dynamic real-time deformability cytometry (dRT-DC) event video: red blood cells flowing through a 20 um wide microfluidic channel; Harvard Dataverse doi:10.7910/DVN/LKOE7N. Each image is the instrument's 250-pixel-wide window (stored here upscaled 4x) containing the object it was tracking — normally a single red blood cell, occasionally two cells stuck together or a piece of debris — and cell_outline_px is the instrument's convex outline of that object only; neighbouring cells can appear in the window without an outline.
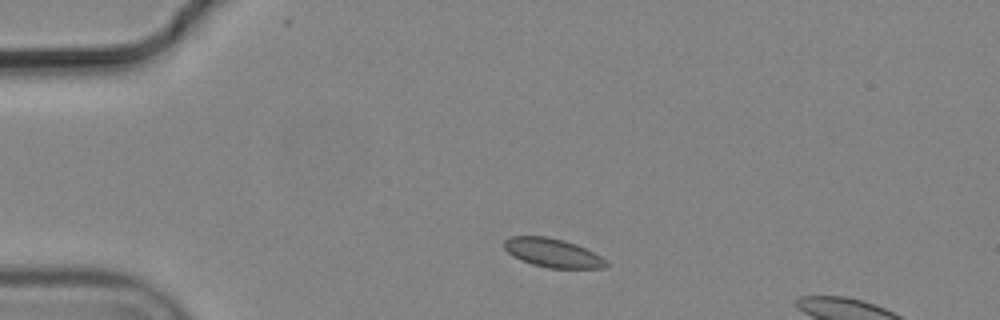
{"species": "common noctule bat (a hibernating species)", "species_latin": "Nyctalus noctula", "temperature_condition": "cold", "stored_images_in_passage": 2, "segment_of_instrument_passage": [1, 2], "camera_frame_rate_fps": 3000, "um_per_image_px": 0.085, "animal": {"sex": "male", "body_mass_g": 19.2, "forearm_length_mm": 51.8}, "frame": {"image": 1, "passage_image": 1, "time_ms": 0.0, "image_size_px": [1000, 320], "cell_outline_px": [[608, 264], [604, 268], [548, 268], [532, 264], [520, 260], [512, 256], [504, 248], [504, 240], [512, 236], [548, 236], [564, 240], [576, 244], [600, 256]], "centroid_in_image_um": [46.93, 21.49], "position_along_channel_um": 38.1, "area_um2": 17.05}}